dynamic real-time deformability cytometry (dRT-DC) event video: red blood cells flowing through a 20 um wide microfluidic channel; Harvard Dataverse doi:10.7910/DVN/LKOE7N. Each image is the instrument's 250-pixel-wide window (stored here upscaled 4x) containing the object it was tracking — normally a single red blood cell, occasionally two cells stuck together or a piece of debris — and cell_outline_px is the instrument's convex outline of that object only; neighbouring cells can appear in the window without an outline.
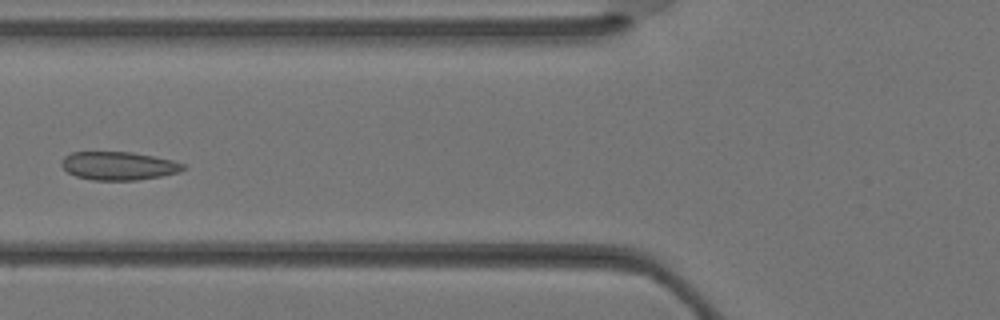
{"species": "Egyptian fruit bat (a non-hibernating species)", "species_latin": "Rousettus aegyptiacus", "temperature_condition": "warm", "stored_images_in_passage": 38, "camera_frame_rate_fps": 3000, "um_per_image_px": 0.085, "animal": {"sex": "female"}, "frame": {"image": 1, "passage_image": 15, "time_ms": 4.667, "image_size_px": [1000, 320], "cell_outline_px": [[188, 168], [180, 172], [160, 176], [136, 180], [92, 180], [76, 176], [68, 172], [60, 164], [64, 156], [72, 152], [132, 152], [172, 160], [184, 164]], "centroid_in_image_um": [10.09, 14.09], "position_along_channel_um": 115.7, "area_um2": 20.06}}
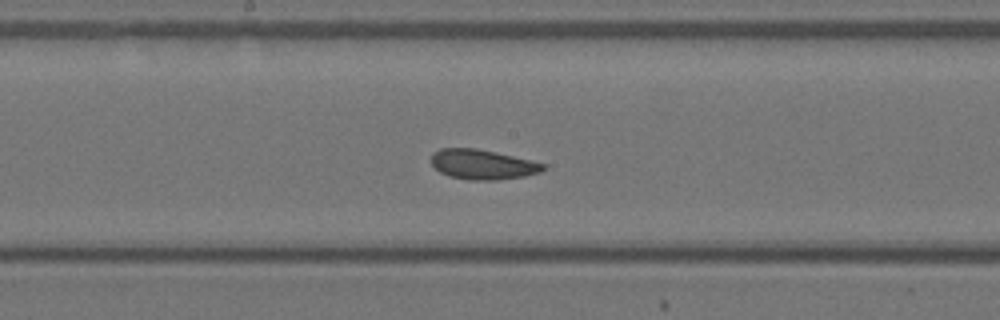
{"frame": {"image": 2, "passage_image": 20, "time_ms": 6.333, "image_size_px": [1000, 320], "cell_outline_px": [[548, 164], [540, 172], [524, 176], [496, 180], [468, 180], [448, 176], [440, 172], [432, 164], [432, 152], [440, 148], [476, 148], [496, 152]], "centroid_in_image_um": [41.01, 13.97], "position_along_channel_um": 207.2, "area_um2": 19.54}}
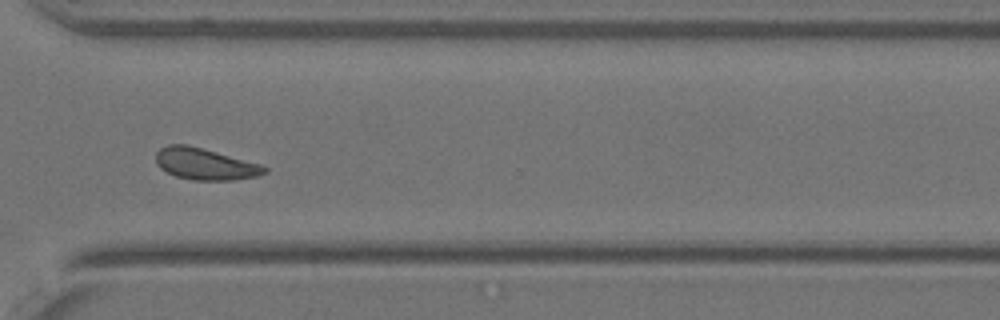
{"frame": {"image": 3, "passage_image": 28, "time_ms": 9.0, "image_size_px": [1000, 320], "cell_outline_px": [[268, 172], [256, 176], [236, 180], [192, 180], [176, 176], [160, 168], [156, 164], [156, 152], [160, 148], [168, 144], [188, 144], [260, 164], [268, 168]], "centroid_in_image_um": [17.42, 13.94], "position_along_channel_um": 353.2, "area_um2": 20.0}}